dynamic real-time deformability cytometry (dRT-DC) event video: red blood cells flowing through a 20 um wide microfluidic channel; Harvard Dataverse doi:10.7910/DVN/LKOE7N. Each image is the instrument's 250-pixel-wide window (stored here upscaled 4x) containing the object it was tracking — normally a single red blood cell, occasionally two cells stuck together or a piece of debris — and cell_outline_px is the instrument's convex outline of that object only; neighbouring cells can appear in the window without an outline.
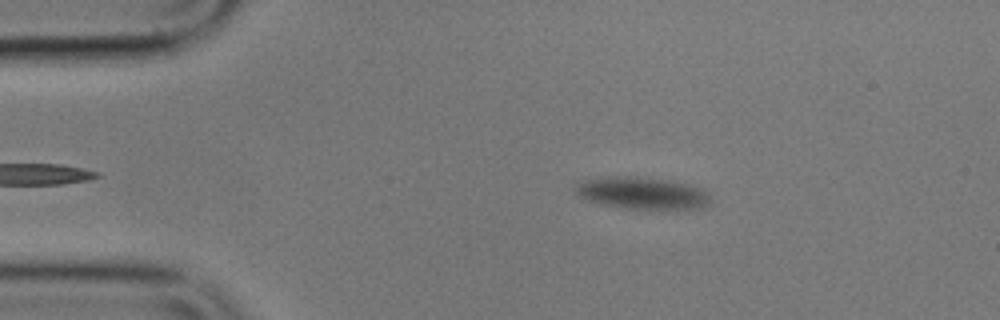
{"species": "common noctule bat (a hibernating species)", "species_latin": "Nyctalus noctula", "temperature_condition": "cold", "stored_images_in_passage": 73, "camera_frame_rate_fps": 3000, "um_per_image_px": 0.085, "animal": {"sex": "male", "body_mass_g": 17.9}, "frame": {"image": 1, "passage_image": 12, "time_ms": 3.667, "image_size_px": [1000, 320], "cell_outline_px": [[712, 204], [704, 208], [624, 208], [604, 204], [588, 200], [580, 196], [572, 188], [584, 180], [604, 176], [636, 176], [668, 180], [688, 184], [704, 188], [708, 192]], "centroid_in_image_um": [54.63, 16.39], "position_along_channel_um": 30.4, "area_um2": 25.26}}
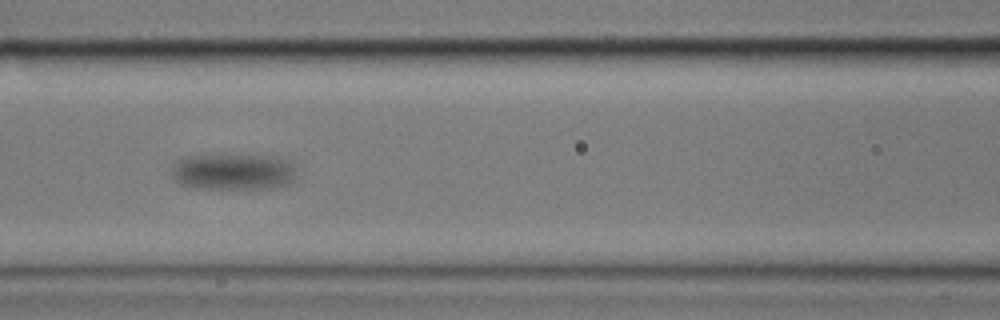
{"frame": {"image": 2, "passage_image": 30, "time_ms": 9.667, "image_size_px": [1000, 320], "cell_outline_px": [[300, 176], [296, 180], [288, 184], [272, 188], [196, 188], [180, 184], [172, 176], [172, 172], [176, 160], [184, 156], [220, 152], [268, 156], [288, 160], [292, 164]], "centroid_in_image_um": [19.84, 14.55], "position_along_channel_um": 146.8, "area_um2": 27.57}}
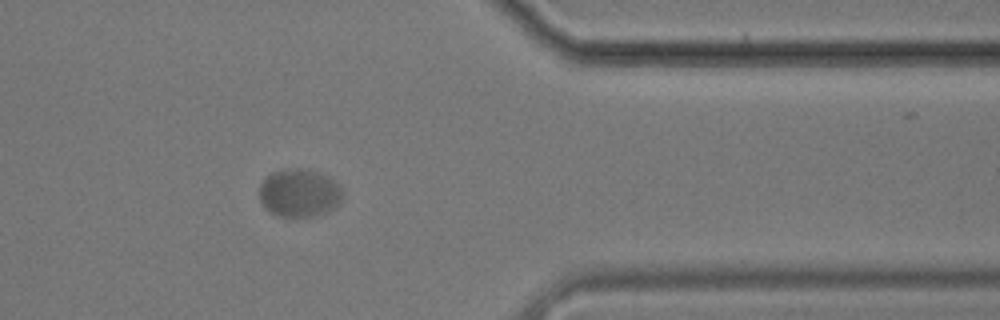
{"frame": {"image": 3, "passage_image": 58, "time_ms": 19.0, "image_size_px": [1000, 320], "cell_outline_px": [[340, 200], [328, 212], [312, 216], [276, 216], [264, 208], [260, 200], [260, 184], [272, 172], [288, 168], [308, 168], [332, 180], [340, 188]], "centroid_in_image_um": [25.37, 16.4], "position_along_channel_um": 386.0, "area_um2": 22.89}, "authors_computed_cell_mechanics": {"area_um2": 25.3164, "velocity_mm_per_s": 2.7787, "shape_relaxation_time_tau1_ms": 8.2898, "shape_relaxation_time_tau2_ms": null, "deformation_change_tau1": 0.0779, "deformation_change_tau2": null}}